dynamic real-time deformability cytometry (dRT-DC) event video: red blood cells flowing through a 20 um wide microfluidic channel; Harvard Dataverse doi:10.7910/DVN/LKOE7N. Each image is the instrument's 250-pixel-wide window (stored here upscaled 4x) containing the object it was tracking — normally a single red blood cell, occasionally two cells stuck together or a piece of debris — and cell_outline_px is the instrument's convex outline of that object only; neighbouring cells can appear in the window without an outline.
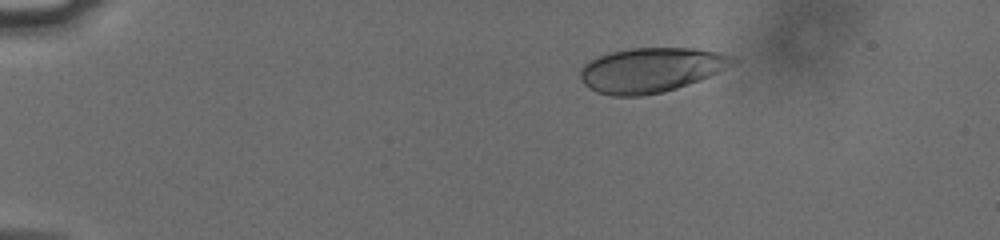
{"species": "human", "species_latin": "Homo sapiens", "temperature_condition": "cold", "stored_images_in_passage": 46, "camera_frame_rate_fps": 3000, "um_per_image_px": 0.085, "donor": {"sex": "male"}, "frame": {"image": 1, "passage_image": 1, "time_ms": 0.0, "image_size_px": [1000, 240], "cell_outline_px": [[740, 60], [700, 80], [676, 88], [660, 92], [640, 96], [612, 96], [596, 92], [588, 88], [580, 80], [580, 68], [588, 60], [596, 56], [608, 52], [632, 48], [696, 48], [720, 52], [740, 56]], "centroid_in_image_um": [55.32, 5.93], "position_along_channel_um": 29.7, "area_um2": 40.06}}
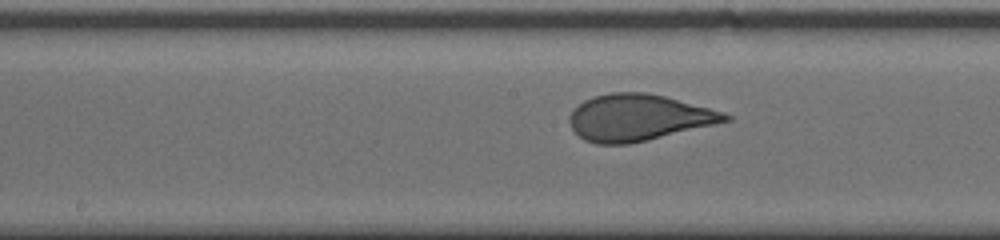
{"frame": {"image": 2, "passage_image": 21, "time_ms": 6.667, "image_size_px": [1000, 240], "cell_outline_px": [[732, 120], [628, 144], [596, 144], [584, 140], [572, 128], [568, 120], [568, 116], [572, 108], [584, 100], [592, 96], [612, 92], [648, 92], [664, 96], [724, 112], [732, 116]], "centroid_in_image_um": [54.21, 9.98], "position_along_channel_um": 194.0, "area_um2": 42.02}}
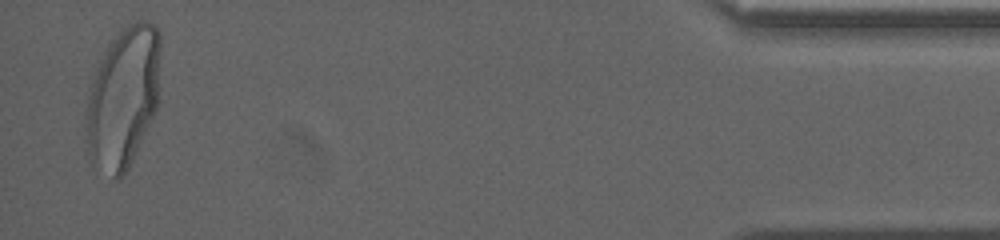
{"frame": {"image": 3, "passage_image": 45, "time_ms": 14.667, "image_size_px": [1000, 240], "cell_outline_px": [[160, 52], [156, 108], [132, 160], [128, 168], [120, 180], [116, 180], [92, 164], [84, 140], [84, 112], [88, 88], [96, 68], [108, 44], [120, 28], [136, 20], [148, 20], [156, 24], [160, 32]], "centroid_in_image_um": [10.41, 8.26], "position_along_channel_um": 424.8, "area_um2": 62.19}, "authors_computed_cell_mechanics": {"area_um2": 41.8472, "velocity_mm_per_s": 3.7793, "shape_relaxation_time_tau1_ms": 4.6129, "shape_relaxation_time_tau2_ms": null, "deformation_change_tau1": 0.2004, "deformation_change_tau2": null}}